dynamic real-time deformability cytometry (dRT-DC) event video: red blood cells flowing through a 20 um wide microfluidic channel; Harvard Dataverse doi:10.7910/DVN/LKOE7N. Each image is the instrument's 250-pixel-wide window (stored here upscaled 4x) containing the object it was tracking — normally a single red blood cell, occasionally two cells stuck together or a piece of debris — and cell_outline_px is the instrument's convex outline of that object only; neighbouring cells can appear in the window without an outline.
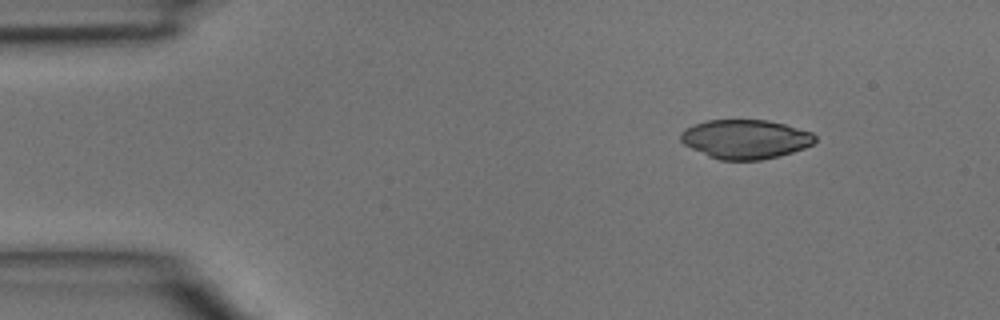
{"species": "common noctule bat (a hibernating species)", "species_latin": "Nyctalus noctula", "temperature_condition": "room temperature", "stored_images_in_passage": 2, "camera_frame_rate_fps": 3000, "um_per_image_px": 0.085, "animal": {"sex": "male", "body_mass_g": 15.6}, "frame": {"image": 1, "passage_image": 2, "time_ms": 0.333, "image_size_px": [1000, 320], "cell_outline_px": [[816, 140], [812, 144], [804, 148], [780, 156], [760, 160], [720, 160], [708, 156], [684, 144], [680, 140], [680, 132], [696, 124], [708, 120], [768, 120], [784, 124], [812, 132], [816, 136]], "centroid_in_image_um": [63.38, 11.83], "position_along_channel_um": 21.6, "area_um2": 30.52}}